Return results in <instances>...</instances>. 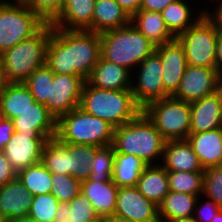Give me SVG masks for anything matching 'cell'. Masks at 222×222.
Masks as SVG:
<instances>
[{
	"mask_svg": "<svg viewBox=\"0 0 222 222\" xmlns=\"http://www.w3.org/2000/svg\"><path fill=\"white\" fill-rule=\"evenodd\" d=\"M100 34L89 30L57 29L51 25L46 65L54 74L87 79L101 56Z\"/></svg>",
	"mask_w": 222,
	"mask_h": 222,
	"instance_id": "1",
	"label": "cell"
},
{
	"mask_svg": "<svg viewBox=\"0 0 222 222\" xmlns=\"http://www.w3.org/2000/svg\"><path fill=\"white\" fill-rule=\"evenodd\" d=\"M166 140L142 111L132 121L115 128L116 152L132 154L150 164H161Z\"/></svg>",
	"mask_w": 222,
	"mask_h": 222,
	"instance_id": "2",
	"label": "cell"
},
{
	"mask_svg": "<svg viewBox=\"0 0 222 222\" xmlns=\"http://www.w3.org/2000/svg\"><path fill=\"white\" fill-rule=\"evenodd\" d=\"M79 107L86 113L109 122L115 128L132 121L143 111L135 101L131 89H100L86 81Z\"/></svg>",
	"mask_w": 222,
	"mask_h": 222,
	"instance_id": "3",
	"label": "cell"
},
{
	"mask_svg": "<svg viewBox=\"0 0 222 222\" xmlns=\"http://www.w3.org/2000/svg\"><path fill=\"white\" fill-rule=\"evenodd\" d=\"M100 40L101 57L125 67L131 73L146 57L152 55L156 48L132 23L102 32Z\"/></svg>",
	"mask_w": 222,
	"mask_h": 222,
	"instance_id": "4",
	"label": "cell"
},
{
	"mask_svg": "<svg viewBox=\"0 0 222 222\" xmlns=\"http://www.w3.org/2000/svg\"><path fill=\"white\" fill-rule=\"evenodd\" d=\"M50 37L51 23H46L36 34L1 54L9 83H23L37 68L46 64Z\"/></svg>",
	"mask_w": 222,
	"mask_h": 222,
	"instance_id": "5",
	"label": "cell"
},
{
	"mask_svg": "<svg viewBox=\"0 0 222 222\" xmlns=\"http://www.w3.org/2000/svg\"><path fill=\"white\" fill-rule=\"evenodd\" d=\"M115 127L83 111L80 107L61 115L56 122V135L71 144L103 147L113 144Z\"/></svg>",
	"mask_w": 222,
	"mask_h": 222,
	"instance_id": "6",
	"label": "cell"
},
{
	"mask_svg": "<svg viewBox=\"0 0 222 222\" xmlns=\"http://www.w3.org/2000/svg\"><path fill=\"white\" fill-rule=\"evenodd\" d=\"M45 24L20 0H0V54L30 38Z\"/></svg>",
	"mask_w": 222,
	"mask_h": 222,
	"instance_id": "7",
	"label": "cell"
},
{
	"mask_svg": "<svg viewBox=\"0 0 222 222\" xmlns=\"http://www.w3.org/2000/svg\"><path fill=\"white\" fill-rule=\"evenodd\" d=\"M143 112L166 141L187 140L190 135V103L169 96L149 103Z\"/></svg>",
	"mask_w": 222,
	"mask_h": 222,
	"instance_id": "8",
	"label": "cell"
},
{
	"mask_svg": "<svg viewBox=\"0 0 222 222\" xmlns=\"http://www.w3.org/2000/svg\"><path fill=\"white\" fill-rule=\"evenodd\" d=\"M220 32L216 24L204 14L193 26L176 37L184 48L187 64L217 68V43Z\"/></svg>",
	"mask_w": 222,
	"mask_h": 222,
	"instance_id": "9",
	"label": "cell"
},
{
	"mask_svg": "<svg viewBox=\"0 0 222 222\" xmlns=\"http://www.w3.org/2000/svg\"><path fill=\"white\" fill-rule=\"evenodd\" d=\"M160 57L154 52L132 72L131 91L137 104L144 109L149 103L170 95L164 90Z\"/></svg>",
	"mask_w": 222,
	"mask_h": 222,
	"instance_id": "10",
	"label": "cell"
},
{
	"mask_svg": "<svg viewBox=\"0 0 222 222\" xmlns=\"http://www.w3.org/2000/svg\"><path fill=\"white\" fill-rule=\"evenodd\" d=\"M221 86L222 76L217 68L188 65L181 79L180 86L173 97L192 103L215 93Z\"/></svg>",
	"mask_w": 222,
	"mask_h": 222,
	"instance_id": "11",
	"label": "cell"
},
{
	"mask_svg": "<svg viewBox=\"0 0 222 222\" xmlns=\"http://www.w3.org/2000/svg\"><path fill=\"white\" fill-rule=\"evenodd\" d=\"M84 83L85 79L79 75L54 74L44 105L56 120L79 107Z\"/></svg>",
	"mask_w": 222,
	"mask_h": 222,
	"instance_id": "12",
	"label": "cell"
},
{
	"mask_svg": "<svg viewBox=\"0 0 222 222\" xmlns=\"http://www.w3.org/2000/svg\"><path fill=\"white\" fill-rule=\"evenodd\" d=\"M46 139L40 134L14 132L2 152L18 173L25 168L41 162L42 150Z\"/></svg>",
	"mask_w": 222,
	"mask_h": 222,
	"instance_id": "13",
	"label": "cell"
},
{
	"mask_svg": "<svg viewBox=\"0 0 222 222\" xmlns=\"http://www.w3.org/2000/svg\"><path fill=\"white\" fill-rule=\"evenodd\" d=\"M114 215L133 222H160L158 206L145 198L136 186L118 189Z\"/></svg>",
	"mask_w": 222,
	"mask_h": 222,
	"instance_id": "14",
	"label": "cell"
},
{
	"mask_svg": "<svg viewBox=\"0 0 222 222\" xmlns=\"http://www.w3.org/2000/svg\"><path fill=\"white\" fill-rule=\"evenodd\" d=\"M155 53L161 60L164 90L173 96L178 90L188 66L184 48L177 39H174L169 43L157 46Z\"/></svg>",
	"mask_w": 222,
	"mask_h": 222,
	"instance_id": "15",
	"label": "cell"
},
{
	"mask_svg": "<svg viewBox=\"0 0 222 222\" xmlns=\"http://www.w3.org/2000/svg\"><path fill=\"white\" fill-rule=\"evenodd\" d=\"M190 133H201L222 128V86L213 94L190 103Z\"/></svg>",
	"mask_w": 222,
	"mask_h": 222,
	"instance_id": "16",
	"label": "cell"
},
{
	"mask_svg": "<svg viewBox=\"0 0 222 222\" xmlns=\"http://www.w3.org/2000/svg\"><path fill=\"white\" fill-rule=\"evenodd\" d=\"M199 4L201 6H198ZM205 5V2L201 3V0H176L162 10L161 15L168 30L177 37L193 26L206 13Z\"/></svg>",
	"mask_w": 222,
	"mask_h": 222,
	"instance_id": "17",
	"label": "cell"
},
{
	"mask_svg": "<svg viewBox=\"0 0 222 222\" xmlns=\"http://www.w3.org/2000/svg\"><path fill=\"white\" fill-rule=\"evenodd\" d=\"M12 122L17 133L40 134L45 139L56 134V118L44 104L36 101Z\"/></svg>",
	"mask_w": 222,
	"mask_h": 222,
	"instance_id": "18",
	"label": "cell"
},
{
	"mask_svg": "<svg viewBox=\"0 0 222 222\" xmlns=\"http://www.w3.org/2000/svg\"><path fill=\"white\" fill-rule=\"evenodd\" d=\"M33 196L16 177L0 187V213L2 219H20L28 216Z\"/></svg>",
	"mask_w": 222,
	"mask_h": 222,
	"instance_id": "19",
	"label": "cell"
},
{
	"mask_svg": "<svg viewBox=\"0 0 222 222\" xmlns=\"http://www.w3.org/2000/svg\"><path fill=\"white\" fill-rule=\"evenodd\" d=\"M131 78L132 73L128 69L100 56L98 63L85 81L100 89L126 90L131 89Z\"/></svg>",
	"mask_w": 222,
	"mask_h": 222,
	"instance_id": "20",
	"label": "cell"
},
{
	"mask_svg": "<svg viewBox=\"0 0 222 222\" xmlns=\"http://www.w3.org/2000/svg\"><path fill=\"white\" fill-rule=\"evenodd\" d=\"M161 165L167 171L204 172L187 140L166 141Z\"/></svg>",
	"mask_w": 222,
	"mask_h": 222,
	"instance_id": "21",
	"label": "cell"
},
{
	"mask_svg": "<svg viewBox=\"0 0 222 222\" xmlns=\"http://www.w3.org/2000/svg\"><path fill=\"white\" fill-rule=\"evenodd\" d=\"M187 141L192 146L203 169L222 165V128L190 133Z\"/></svg>",
	"mask_w": 222,
	"mask_h": 222,
	"instance_id": "22",
	"label": "cell"
},
{
	"mask_svg": "<svg viewBox=\"0 0 222 222\" xmlns=\"http://www.w3.org/2000/svg\"><path fill=\"white\" fill-rule=\"evenodd\" d=\"M131 23V17L116 0H96L93 9L92 26L88 29L101 34L122 28Z\"/></svg>",
	"mask_w": 222,
	"mask_h": 222,
	"instance_id": "23",
	"label": "cell"
},
{
	"mask_svg": "<svg viewBox=\"0 0 222 222\" xmlns=\"http://www.w3.org/2000/svg\"><path fill=\"white\" fill-rule=\"evenodd\" d=\"M118 189L112 180L95 182L86 179L81 181V192L92 203L97 214L103 218L114 215Z\"/></svg>",
	"mask_w": 222,
	"mask_h": 222,
	"instance_id": "24",
	"label": "cell"
},
{
	"mask_svg": "<svg viewBox=\"0 0 222 222\" xmlns=\"http://www.w3.org/2000/svg\"><path fill=\"white\" fill-rule=\"evenodd\" d=\"M96 0H70L62 8L52 27L66 30H88L92 26Z\"/></svg>",
	"mask_w": 222,
	"mask_h": 222,
	"instance_id": "25",
	"label": "cell"
},
{
	"mask_svg": "<svg viewBox=\"0 0 222 222\" xmlns=\"http://www.w3.org/2000/svg\"><path fill=\"white\" fill-rule=\"evenodd\" d=\"M131 23L156 47L176 39L168 30L161 12L139 10L131 17Z\"/></svg>",
	"mask_w": 222,
	"mask_h": 222,
	"instance_id": "26",
	"label": "cell"
},
{
	"mask_svg": "<svg viewBox=\"0 0 222 222\" xmlns=\"http://www.w3.org/2000/svg\"><path fill=\"white\" fill-rule=\"evenodd\" d=\"M136 187L145 198L158 206L169 192L167 170L161 164L147 165Z\"/></svg>",
	"mask_w": 222,
	"mask_h": 222,
	"instance_id": "27",
	"label": "cell"
},
{
	"mask_svg": "<svg viewBox=\"0 0 222 222\" xmlns=\"http://www.w3.org/2000/svg\"><path fill=\"white\" fill-rule=\"evenodd\" d=\"M35 102L24 83H9L0 92V117L12 120Z\"/></svg>",
	"mask_w": 222,
	"mask_h": 222,
	"instance_id": "28",
	"label": "cell"
},
{
	"mask_svg": "<svg viewBox=\"0 0 222 222\" xmlns=\"http://www.w3.org/2000/svg\"><path fill=\"white\" fill-rule=\"evenodd\" d=\"M146 166L147 163L141 158L132 154H122L114 149L112 181L118 188L135 187Z\"/></svg>",
	"mask_w": 222,
	"mask_h": 222,
	"instance_id": "29",
	"label": "cell"
},
{
	"mask_svg": "<svg viewBox=\"0 0 222 222\" xmlns=\"http://www.w3.org/2000/svg\"><path fill=\"white\" fill-rule=\"evenodd\" d=\"M197 198L196 195L169 191L158 205L160 222L193 217Z\"/></svg>",
	"mask_w": 222,
	"mask_h": 222,
	"instance_id": "30",
	"label": "cell"
},
{
	"mask_svg": "<svg viewBox=\"0 0 222 222\" xmlns=\"http://www.w3.org/2000/svg\"><path fill=\"white\" fill-rule=\"evenodd\" d=\"M68 142L63 141L58 135L50 136L42 150L41 163L52 174L69 175Z\"/></svg>",
	"mask_w": 222,
	"mask_h": 222,
	"instance_id": "31",
	"label": "cell"
},
{
	"mask_svg": "<svg viewBox=\"0 0 222 222\" xmlns=\"http://www.w3.org/2000/svg\"><path fill=\"white\" fill-rule=\"evenodd\" d=\"M100 147L68 143L67 163L69 175L79 181L89 179L91 168L89 163L95 160L96 151Z\"/></svg>",
	"mask_w": 222,
	"mask_h": 222,
	"instance_id": "32",
	"label": "cell"
},
{
	"mask_svg": "<svg viewBox=\"0 0 222 222\" xmlns=\"http://www.w3.org/2000/svg\"><path fill=\"white\" fill-rule=\"evenodd\" d=\"M16 177L32 196L51 193L52 173L41 162L21 170Z\"/></svg>",
	"mask_w": 222,
	"mask_h": 222,
	"instance_id": "33",
	"label": "cell"
},
{
	"mask_svg": "<svg viewBox=\"0 0 222 222\" xmlns=\"http://www.w3.org/2000/svg\"><path fill=\"white\" fill-rule=\"evenodd\" d=\"M169 191L196 196L203 194L204 172L167 171Z\"/></svg>",
	"mask_w": 222,
	"mask_h": 222,
	"instance_id": "34",
	"label": "cell"
},
{
	"mask_svg": "<svg viewBox=\"0 0 222 222\" xmlns=\"http://www.w3.org/2000/svg\"><path fill=\"white\" fill-rule=\"evenodd\" d=\"M53 79L54 73L45 64L37 68L23 83L36 102L45 104L49 96L50 82H53Z\"/></svg>",
	"mask_w": 222,
	"mask_h": 222,
	"instance_id": "35",
	"label": "cell"
},
{
	"mask_svg": "<svg viewBox=\"0 0 222 222\" xmlns=\"http://www.w3.org/2000/svg\"><path fill=\"white\" fill-rule=\"evenodd\" d=\"M114 164V146L108 145L100 147L96 151L95 160L89 163L91 174L89 179L95 182H105L112 180Z\"/></svg>",
	"mask_w": 222,
	"mask_h": 222,
	"instance_id": "36",
	"label": "cell"
},
{
	"mask_svg": "<svg viewBox=\"0 0 222 222\" xmlns=\"http://www.w3.org/2000/svg\"><path fill=\"white\" fill-rule=\"evenodd\" d=\"M51 194L59 202H70L81 192V181L70 175L52 174Z\"/></svg>",
	"mask_w": 222,
	"mask_h": 222,
	"instance_id": "37",
	"label": "cell"
},
{
	"mask_svg": "<svg viewBox=\"0 0 222 222\" xmlns=\"http://www.w3.org/2000/svg\"><path fill=\"white\" fill-rule=\"evenodd\" d=\"M59 203L51 193L33 196L28 216L38 222H53Z\"/></svg>",
	"mask_w": 222,
	"mask_h": 222,
	"instance_id": "38",
	"label": "cell"
},
{
	"mask_svg": "<svg viewBox=\"0 0 222 222\" xmlns=\"http://www.w3.org/2000/svg\"><path fill=\"white\" fill-rule=\"evenodd\" d=\"M222 208V165L204 169L203 194Z\"/></svg>",
	"mask_w": 222,
	"mask_h": 222,
	"instance_id": "39",
	"label": "cell"
},
{
	"mask_svg": "<svg viewBox=\"0 0 222 222\" xmlns=\"http://www.w3.org/2000/svg\"><path fill=\"white\" fill-rule=\"evenodd\" d=\"M45 23H52L62 11V0H20Z\"/></svg>",
	"mask_w": 222,
	"mask_h": 222,
	"instance_id": "40",
	"label": "cell"
},
{
	"mask_svg": "<svg viewBox=\"0 0 222 222\" xmlns=\"http://www.w3.org/2000/svg\"><path fill=\"white\" fill-rule=\"evenodd\" d=\"M70 222H86L97 219L99 215L92 203L80 192L70 202Z\"/></svg>",
	"mask_w": 222,
	"mask_h": 222,
	"instance_id": "41",
	"label": "cell"
},
{
	"mask_svg": "<svg viewBox=\"0 0 222 222\" xmlns=\"http://www.w3.org/2000/svg\"><path fill=\"white\" fill-rule=\"evenodd\" d=\"M220 208L221 207L218 204H216L212 199L207 198L204 195H200V196H198L196 203H195L193 217L198 222H211V219H213V217H215V213Z\"/></svg>",
	"mask_w": 222,
	"mask_h": 222,
	"instance_id": "42",
	"label": "cell"
},
{
	"mask_svg": "<svg viewBox=\"0 0 222 222\" xmlns=\"http://www.w3.org/2000/svg\"><path fill=\"white\" fill-rule=\"evenodd\" d=\"M205 4H207L205 5V14L216 24L217 29L222 34V0H208Z\"/></svg>",
	"mask_w": 222,
	"mask_h": 222,
	"instance_id": "43",
	"label": "cell"
},
{
	"mask_svg": "<svg viewBox=\"0 0 222 222\" xmlns=\"http://www.w3.org/2000/svg\"><path fill=\"white\" fill-rule=\"evenodd\" d=\"M16 176L17 173L11 167V164L7 160L5 154L0 151V187L14 180Z\"/></svg>",
	"mask_w": 222,
	"mask_h": 222,
	"instance_id": "44",
	"label": "cell"
},
{
	"mask_svg": "<svg viewBox=\"0 0 222 222\" xmlns=\"http://www.w3.org/2000/svg\"><path fill=\"white\" fill-rule=\"evenodd\" d=\"M14 132L12 120L0 117V151L5 148Z\"/></svg>",
	"mask_w": 222,
	"mask_h": 222,
	"instance_id": "45",
	"label": "cell"
},
{
	"mask_svg": "<svg viewBox=\"0 0 222 222\" xmlns=\"http://www.w3.org/2000/svg\"><path fill=\"white\" fill-rule=\"evenodd\" d=\"M174 1L176 0H142L140 10L161 12Z\"/></svg>",
	"mask_w": 222,
	"mask_h": 222,
	"instance_id": "46",
	"label": "cell"
},
{
	"mask_svg": "<svg viewBox=\"0 0 222 222\" xmlns=\"http://www.w3.org/2000/svg\"><path fill=\"white\" fill-rule=\"evenodd\" d=\"M70 205L66 202L58 204L53 222H70Z\"/></svg>",
	"mask_w": 222,
	"mask_h": 222,
	"instance_id": "47",
	"label": "cell"
},
{
	"mask_svg": "<svg viewBox=\"0 0 222 222\" xmlns=\"http://www.w3.org/2000/svg\"><path fill=\"white\" fill-rule=\"evenodd\" d=\"M119 5L132 17L140 10L142 0H116Z\"/></svg>",
	"mask_w": 222,
	"mask_h": 222,
	"instance_id": "48",
	"label": "cell"
},
{
	"mask_svg": "<svg viewBox=\"0 0 222 222\" xmlns=\"http://www.w3.org/2000/svg\"><path fill=\"white\" fill-rule=\"evenodd\" d=\"M216 57H217V69L222 76V34H220L218 38Z\"/></svg>",
	"mask_w": 222,
	"mask_h": 222,
	"instance_id": "49",
	"label": "cell"
},
{
	"mask_svg": "<svg viewBox=\"0 0 222 222\" xmlns=\"http://www.w3.org/2000/svg\"><path fill=\"white\" fill-rule=\"evenodd\" d=\"M9 84L7 78H6V73H5V68L3 65V58L2 55L0 54V92Z\"/></svg>",
	"mask_w": 222,
	"mask_h": 222,
	"instance_id": "50",
	"label": "cell"
},
{
	"mask_svg": "<svg viewBox=\"0 0 222 222\" xmlns=\"http://www.w3.org/2000/svg\"><path fill=\"white\" fill-rule=\"evenodd\" d=\"M104 222H133V221H130L128 219H123V218L113 215V216L105 217Z\"/></svg>",
	"mask_w": 222,
	"mask_h": 222,
	"instance_id": "51",
	"label": "cell"
},
{
	"mask_svg": "<svg viewBox=\"0 0 222 222\" xmlns=\"http://www.w3.org/2000/svg\"><path fill=\"white\" fill-rule=\"evenodd\" d=\"M4 222H38V221L27 216V217L20 218V219H7Z\"/></svg>",
	"mask_w": 222,
	"mask_h": 222,
	"instance_id": "52",
	"label": "cell"
},
{
	"mask_svg": "<svg viewBox=\"0 0 222 222\" xmlns=\"http://www.w3.org/2000/svg\"><path fill=\"white\" fill-rule=\"evenodd\" d=\"M211 222H222V208L215 213V217L211 219Z\"/></svg>",
	"mask_w": 222,
	"mask_h": 222,
	"instance_id": "53",
	"label": "cell"
},
{
	"mask_svg": "<svg viewBox=\"0 0 222 222\" xmlns=\"http://www.w3.org/2000/svg\"><path fill=\"white\" fill-rule=\"evenodd\" d=\"M168 222H198L194 217H188V218H180L173 221Z\"/></svg>",
	"mask_w": 222,
	"mask_h": 222,
	"instance_id": "54",
	"label": "cell"
},
{
	"mask_svg": "<svg viewBox=\"0 0 222 222\" xmlns=\"http://www.w3.org/2000/svg\"><path fill=\"white\" fill-rule=\"evenodd\" d=\"M86 222H104V218L99 216L97 219H94L92 221H86Z\"/></svg>",
	"mask_w": 222,
	"mask_h": 222,
	"instance_id": "55",
	"label": "cell"
},
{
	"mask_svg": "<svg viewBox=\"0 0 222 222\" xmlns=\"http://www.w3.org/2000/svg\"><path fill=\"white\" fill-rule=\"evenodd\" d=\"M68 1H70V0H62V8Z\"/></svg>",
	"mask_w": 222,
	"mask_h": 222,
	"instance_id": "56",
	"label": "cell"
},
{
	"mask_svg": "<svg viewBox=\"0 0 222 222\" xmlns=\"http://www.w3.org/2000/svg\"><path fill=\"white\" fill-rule=\"evenodd\" d=\"M0 222H4V220L2 219V216H0Z\"/></svg>",
	"mask_w": 222,
	"mask_h": 222,
	"instance_id": "57",
	"label": "cell"
}]
</instances>
